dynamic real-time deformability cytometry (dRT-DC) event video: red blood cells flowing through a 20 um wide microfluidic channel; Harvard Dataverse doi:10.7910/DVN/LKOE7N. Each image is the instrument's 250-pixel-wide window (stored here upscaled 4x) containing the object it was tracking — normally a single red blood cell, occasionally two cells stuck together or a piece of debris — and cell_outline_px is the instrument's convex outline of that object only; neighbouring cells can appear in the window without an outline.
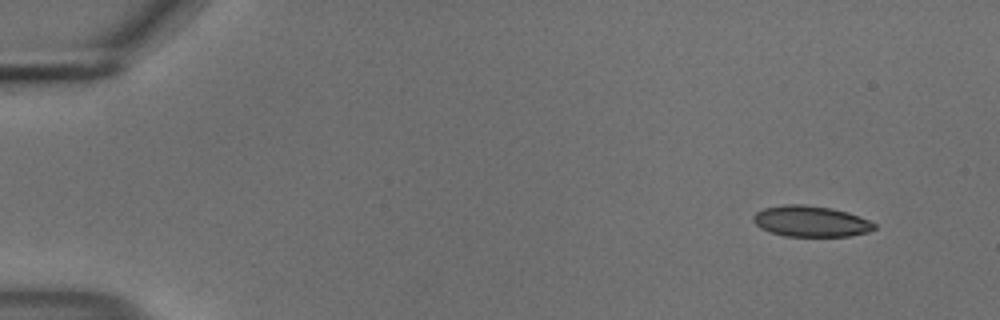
{"species": "common noctule bat (a hibernating species)", "species_latin": "Nyctalus noctula", "temperature_condition": "cold", "stored_images_in_passage": 51, "camera_frame_rate_fps": 3000, "um_per_image_px": 0.085, "animal": {"sex": "male", "body_mass_g": 18.8}, "frame": {"image": 1, "passage_image": 1, "time_ms": 0.0, "image_size_px": [1000, 320], "cell_outline_px": [[876, 228], [868, 232], [852, 236], [784, 236], [768, 232], [760, 228], [752, 220], [752, 216], [756, 212], [764, 208], [784, 204], [804, 204], [832, 208], [848, 212], [860, 216], [876, 224]], "centroid_in_image_um": [68.91, 18.81], "position_along_channel_um": 16.1, "area_um2": 22.08}}
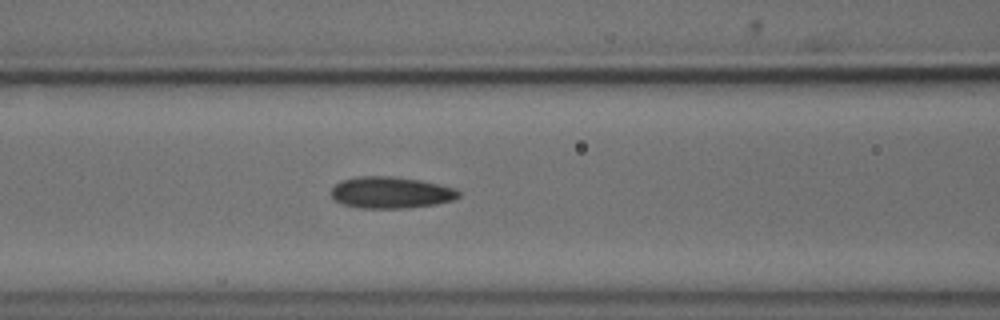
{"frame": {"image": 2, "passage_image": 20, "time_ms": 6.333, "image_size_px": [1000, 320], "cell_outline_px": [[460, 196], [452, 200], [436, 204], [404, 208], [360, 208], [344, 204], [336, 200], [332, 196], [332, 188], [340, 180], [360, 176], [392, 176], [420, 180], [456, 188], [460, 192]], "centroid_in_image_um": [33.24, 16.36], "position_along_channel_um": 133.4, "area_um2": 23.35}}
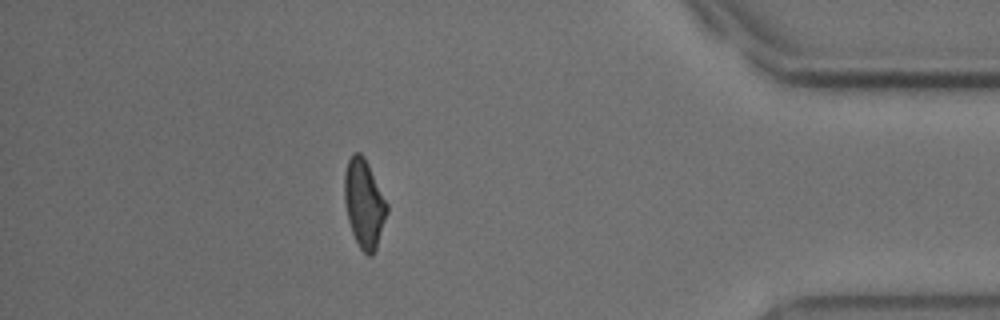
{"frame": {"image": 3, "passage_image": 45, "time_ms": 14.667, "image_size_px": [1000, 320], "cell_outline_px": [[388, 212], [376, 248], [372, 256], [368, 256], [360, 248], [352, 232], [348, 220], [344, 200], [344, 172], [348, 160], [352, 152], [360, 152], [364, 156], [388, 204]], "centroid_in_image_um": [30.94, 17.28], "position_along_channel_um": 404.3, "area_um2": 21.91}, "authors_computed_cell_mechanics": {"area_um2": 22.8888, "velocity_mm_per_s": 3.692, "shape_relaxation_time_tau1_ms": 6.8569, "shape_relaxation_time_tau2_ms": 2.7544, "deformation_change_tau1": 0.1369, "deformation_change_tau2": 0.0957}}